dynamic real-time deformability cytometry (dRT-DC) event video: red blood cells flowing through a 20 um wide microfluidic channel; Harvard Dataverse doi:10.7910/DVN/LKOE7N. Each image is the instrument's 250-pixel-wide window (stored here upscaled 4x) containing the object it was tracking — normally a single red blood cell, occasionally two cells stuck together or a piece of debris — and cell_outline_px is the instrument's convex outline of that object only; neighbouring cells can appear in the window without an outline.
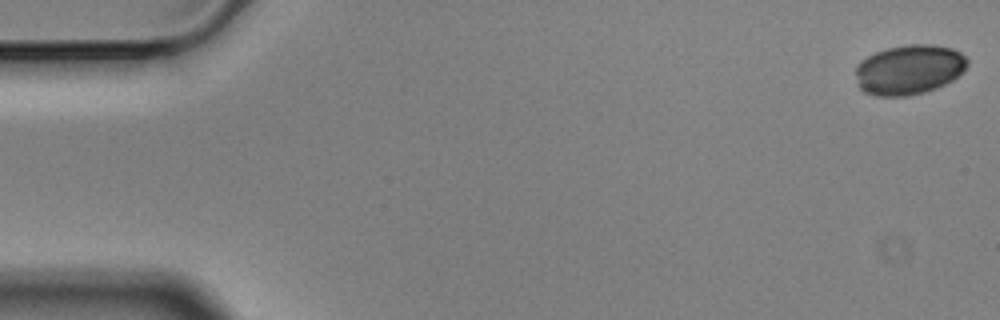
{"species": "Egyptian fruit bat (a non-hibernating species)", "species_latin": "Rousettus aegyptiacus", "temperature_condition": "cold", "stored_images_in_passage": 4, "camera_frame_rate_fps": 3000, "um_per_image_px": 0.085, "animal": {"sex": "male"}, "frame": {"image": 1, "passage_image": 1, "time_ms": 0.0, "image_size_px": [1000, 320], "cell_outline_px": [[968, 64], [964, 72], [952, 80], [936, 88], [924, 92], [908, 96], [876, 96], [864, 92], [856, 84], [856, 68], [868, 56], [876, 52], [888, 48], [908, 44], [932, 44], [952, 48], [960, 52], [968, 60]], "centroid_in_image_um": [77.29, 5.92], "position_along_channel_um": 7.7, "area_um2": 32.48}}